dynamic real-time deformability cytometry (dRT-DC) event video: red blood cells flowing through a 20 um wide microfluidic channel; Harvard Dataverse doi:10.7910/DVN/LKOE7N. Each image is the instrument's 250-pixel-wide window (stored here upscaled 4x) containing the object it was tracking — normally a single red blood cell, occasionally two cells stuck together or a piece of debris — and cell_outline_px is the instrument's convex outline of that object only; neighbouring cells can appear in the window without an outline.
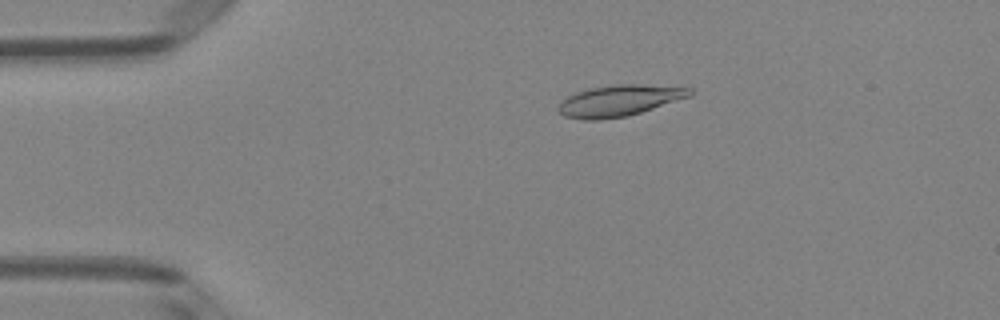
{"species": "Egyptian fruit bat (a non-hibernating species)", "species_latin": "Rousettus aegyptiacus", "temperature_condition": "room temperature", "stored_images_in_passage": 4, "camera_frame_rate_fps": 3000, "um_per_image_px": 0.085, "animal": {"sex": "female"}, "frame": {"image": 1, "passage_image": 3, "time_ms": 0.667, "image_size_px": [1000, 320], "cell_outline_px": [[696, 92], [692, 96], [628, 116], [600, 120], [584, 120], [564, 116], [556, 108], [568, 96], [576, 92], [588, 88], [612, 84], [644, 84], [692, 88]], "centroid_in_image_um": [52.68, 8.54], "position_along_channel_um": 32.3, "area_um2": 24.16}}